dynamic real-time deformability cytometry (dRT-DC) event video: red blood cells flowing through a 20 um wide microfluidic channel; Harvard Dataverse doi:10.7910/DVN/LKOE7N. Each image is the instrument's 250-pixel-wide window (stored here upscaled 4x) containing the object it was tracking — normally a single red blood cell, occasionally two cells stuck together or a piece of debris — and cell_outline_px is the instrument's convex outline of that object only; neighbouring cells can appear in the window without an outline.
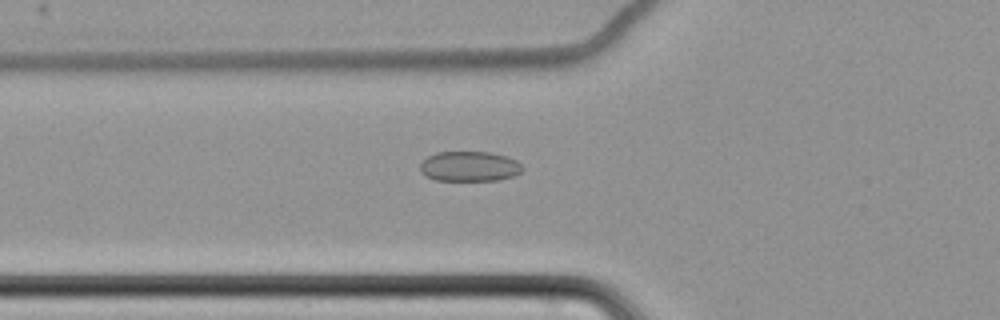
{"species": "common noctule bat (a hibernating species)", "species_latin": "Nyctalus noctula", "temperature_condition": "cold", "stored_images_in_passage": 39, "camera_frame_rate_fps": 3000, "um_per_image_px": 0.085, "animal": {"sex": "female", "body_mass_g": 22.7, "forearm_length_mm": 54.2}, "frame": {"image": 1, "passage_image": 2, "time_ms": 0.333, "image_size_px": [1000, 320], "cell_outline_px": [[524, 168], [520, 172], [512, 176], [500, 180], [436, 180], [424, 176], [420, 172], [420, 164], [428, 156], [436, 152], [488, 152], [508, 156], [516, 160]], "centroid_in_image_um": [39.89, 14.14], "position_along_channel_um": 85.9, "area_um2": 17.98}}
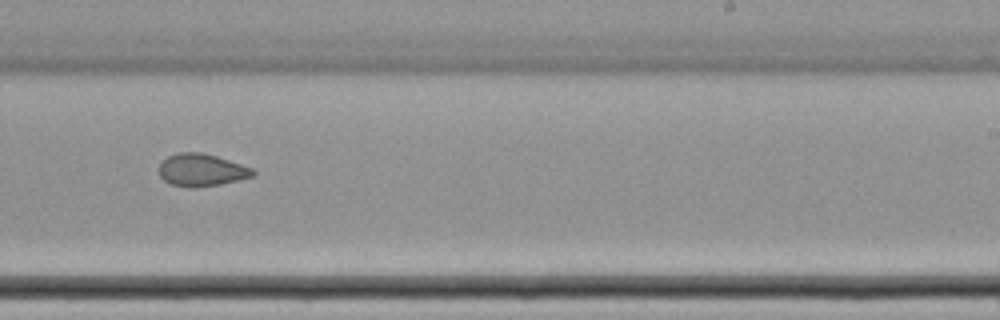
{"frame": {"image": 2, "passage_image": 18, "time_ms": 5.667, "image_size_px": [1000, 320], "cell_outline_px": [[256, 172], [252, 176], [220, 184], [192, 188], [188, 188], [172, 184], [164, 180], [160, 176], [160, 164], [168, 156], [180, 152], [200, 152], [216, 156], [252, 168]], "centroid_in_image_um": [17.11, 14.45], "position_along_channel_um": 271.9, "area_um2": 17.46}}
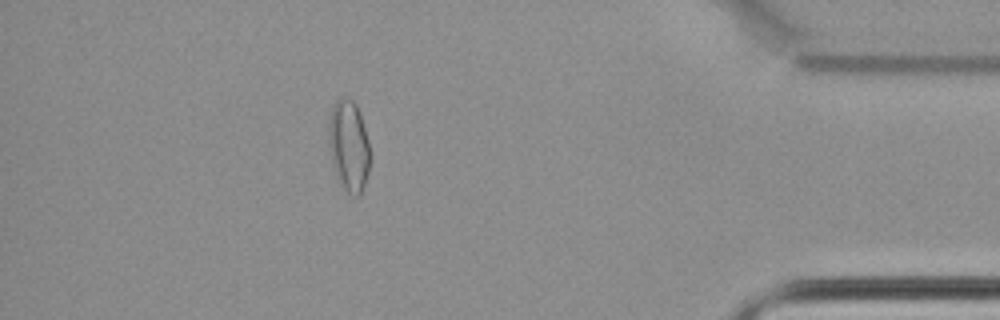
{"frame": {"image": 3, "passage_image": 33, "time_ms": 10.667, "image_size_px": [1000, 320], "cell_outline_px": [[372, 156], [368, 172], [360, 196], [356, 196], [348, 192], [340, 184], [332, 160], [328, 144], [328, 124], [332, 104], [336, 100], [352, 100], [356, 104], [360, 112], [368, 140]], "centroid_in_image_um": [29.66, 12.39], "position_along_channel_um": 405.5, "area_um2": 22.02}, "authors_computed_cell_mechanics": {"area_um2": 18.1492, "velocity_mm_per_s": 3.489, "shape_relaxation_time_tau1_ms": null, "shape_relaxation_time_tau2_ms": 4.2293, "deformation_change_tau1": null, "deformation_change_tau2": 0.0871}}